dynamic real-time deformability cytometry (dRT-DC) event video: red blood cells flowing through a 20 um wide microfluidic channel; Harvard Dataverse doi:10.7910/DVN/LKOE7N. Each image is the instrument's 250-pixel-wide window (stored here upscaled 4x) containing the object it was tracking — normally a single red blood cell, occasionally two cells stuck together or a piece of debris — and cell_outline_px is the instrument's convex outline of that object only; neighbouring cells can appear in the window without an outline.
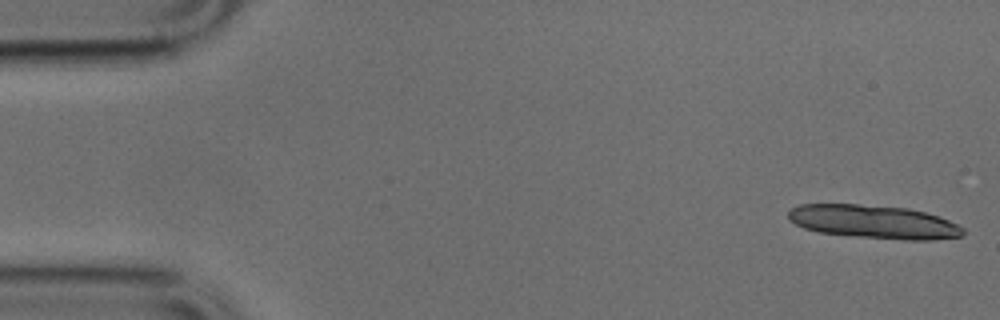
{"species": "common noctule bat (a hibernating species)", "species_latin": "Nyctalus noctula", "temperature_condition": "cold", "stored_images_in_passage": 13, "camera_frame_rate_fps": 3000, "um_per_image_px": 0.085, "animal": {"sex": "male", "body_mass_g": 17.9, "forearm_length_mm": 54.2}, "frame": {"image": 1, "passage_image": 1, "time_ms": 0.0, "image_size_px": [1000, 320], "cell_outline_px": [[964, 232], [960, 236], [932, 240], [904, 240], [856, 236], [820, 232], [804, 228], [788, 220], [788, 212], [792, 208], [800, 204], [860, 204], [908, 208], [940, 216], [964, 228]], "centroid_in_image_um": [74.26, 18.85], "position_along_channel_um": 10.7, "area_um2": 33.99}}